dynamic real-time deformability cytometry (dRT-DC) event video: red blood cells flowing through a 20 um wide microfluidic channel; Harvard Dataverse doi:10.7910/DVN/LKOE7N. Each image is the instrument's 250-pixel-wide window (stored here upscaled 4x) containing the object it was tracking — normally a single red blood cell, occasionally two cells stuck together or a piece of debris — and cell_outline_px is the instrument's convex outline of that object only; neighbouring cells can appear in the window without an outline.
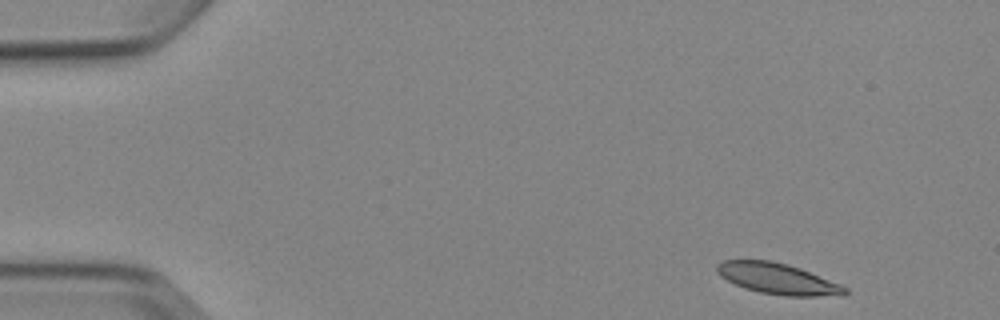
{"species": "Egyptian fruit bat (a non-hibernating species)", "species_latin": "Rousettus aegyptiacus", "temperature_condition": "cold", "stored_images_in_passage": 4, "camera_frame_rate_fps": 3000, "um_per_image_px": 0.085, "animal": {"sex": "female"}, "frame": {"image": 1, "passage_image": 1, "time_ms": 0.0, "image_size_px": [1000, 320], "cell_outline_px": [[848, 292], [844, 296], [784, 296], [760, 292], [744, 288], [720, 276], [716, 272], [716, 264], [724, 260], [772, 260], [788, 264], [800, 268], [840, 284], [848, 288]], "centroid_in_image_um": [66.12, 23.69], "position_along_channel_um": 18.9, "area_um2": 23.18}}
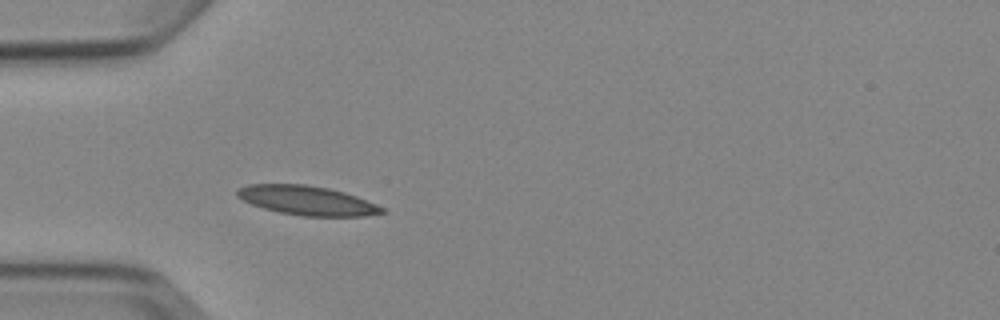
{"frame": {"image": 2, "passage_image": 4, "time_ms": 3.667, "image_size_px": [1000, 320], "cell_outline_px": [[388, 212], [364, 216], [304, 216], [280, 212], [264, 208], [252, 204], [236, 196], [236, 188], [248, 184], [304, 184], [328, 188], [344, 192], [356, 196], [376, 204], [384, 208]], "centroid_in_image_um": [26.1, 17.03], "position_along_channel_um": 58.9, "area_um2": 24.62}}